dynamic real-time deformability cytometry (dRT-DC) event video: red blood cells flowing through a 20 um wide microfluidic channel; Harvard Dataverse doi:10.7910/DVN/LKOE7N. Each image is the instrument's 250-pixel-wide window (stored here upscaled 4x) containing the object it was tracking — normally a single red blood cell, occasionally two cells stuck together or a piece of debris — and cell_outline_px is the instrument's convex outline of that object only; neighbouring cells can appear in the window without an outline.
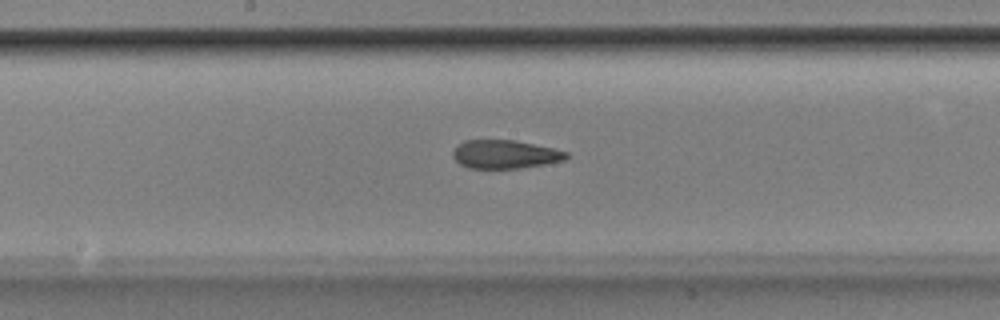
{"species": "Egyptian fruit bat (a non-hibernating species)", "species_latin": "Rousettus aegyptiacus", "temperature_condition": "room temperature", "stored_images_in_passage": 50, "camera_frame_rate_fps": 3000, "um_per_image_px": 0.085, "animal": {"sex": "male"}, "frame": {"image": 1, "passage_image": 25, "time_ms": 8.0, "image_size_px": [1000, 320], "cell_outline_px": [[568, 156], [564, 160], [544, 164], [520, 168], [468, 168], [460, 164], [452, 156], [452, 152], [456, 144], [464, 140], [516, 140], [552, 148], [568, 152]], "centroid_in_image_um": [42.88, 13.11], "position_along_channel_um": 205.3, "area_um2": 18.84}}
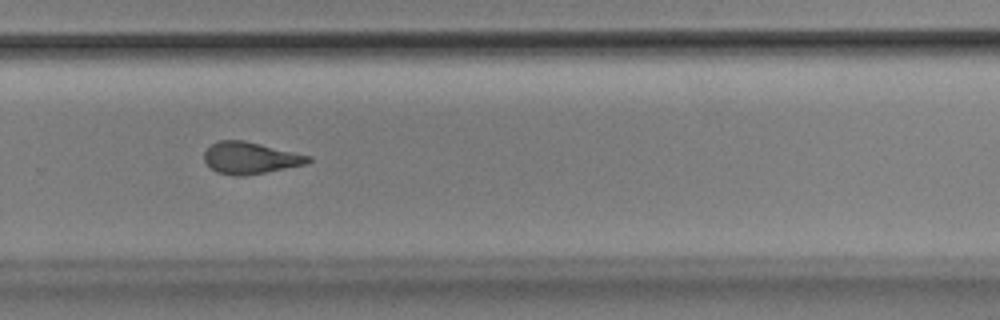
{"frame": {"image": 2, "passage_image": 33, "time_ms": 10.667, "image_size_px": [1000, 320], "cell_outline_px": [[312, 160], [308, 164], [264, 172], [240, 176], [236, 176], [216, 172], [204, 160], [204, 152], [212, 144], [220, 140], [244, 140], [312, 156]], "centroid_in_image_um": [21.3, 13.42], "position_along_channel_um": 308.5, "area_um2": 19.13}}
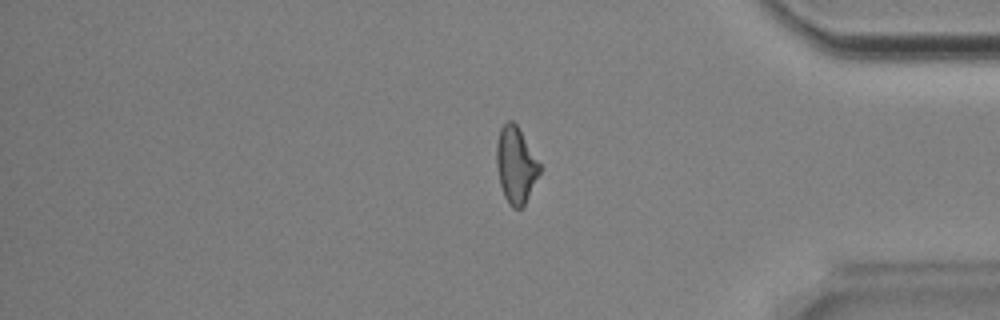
{"frame": {"image": 3, "passage_image": 41, "time_ms": 13.333, "image_size_px": [1000, 320], "cell_outline_px": [[540, 172], [524, 204], [520, 208], [512, 208], [508, 204], [504, 196], [500, 184], [496, 164], [496, 144], [500, 128], [508, 120], [512, 120], [516, 124], [540, 164]], "centroid_in_image_um": [43.81, 14.02], "position_along_channel_um": 391.4, "area_um2": 18.9}, "authors_computed_cell_mechanics": {"area_um2": 19.4786, "velocity_mm_per_s": 3.8974, "shape_relaxation_time_tau1_ms": 7.0987, "shape_relaxation_time_tau2_ms": 2.9112, "deformation_change_tau1": 0.2373, "deformation_change_tau2": 0.1274}}